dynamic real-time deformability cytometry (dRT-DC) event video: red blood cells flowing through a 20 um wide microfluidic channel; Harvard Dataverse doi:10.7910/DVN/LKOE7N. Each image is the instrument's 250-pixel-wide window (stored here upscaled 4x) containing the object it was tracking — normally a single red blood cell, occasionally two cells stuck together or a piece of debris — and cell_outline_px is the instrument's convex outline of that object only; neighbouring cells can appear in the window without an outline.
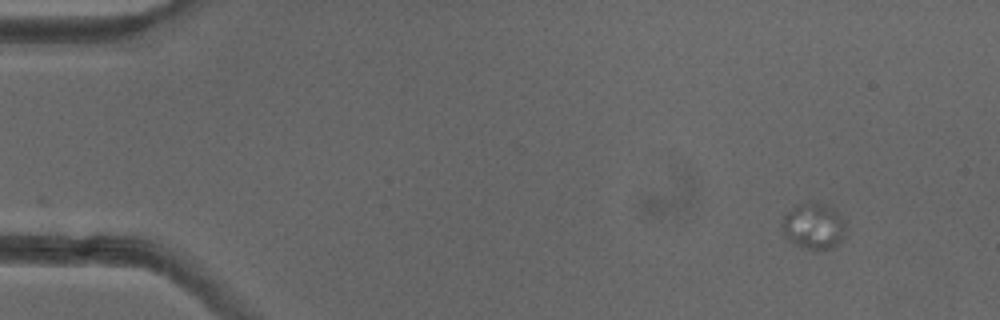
{"species": "common noctule bat (a hibernating species)", "species_latin": "Nyctalus noctula", "temperature_condition": "cold", "stored_images_in_passage": 31, "camera_frame_rate_fps": 3000, "um_per_image_px": 0.085, "animal": {"sex": "female"}, "frame": {"image": 1, "passage_image": 1, "time_ms": 0.0, "image_size_px": [1000, 320], "cell_outline_px": [[848, 220], [844, 236], [832, 248], [804, 248], [792, 244], [784, 236], [780, 224], [784, 216], [796, 204], [812, 200], [824, 204], [832, 208]], "centroid_in_image_um": [69.16, 19.18], "position_along_channel_um": 15.8, "area_um2": 17.51}}
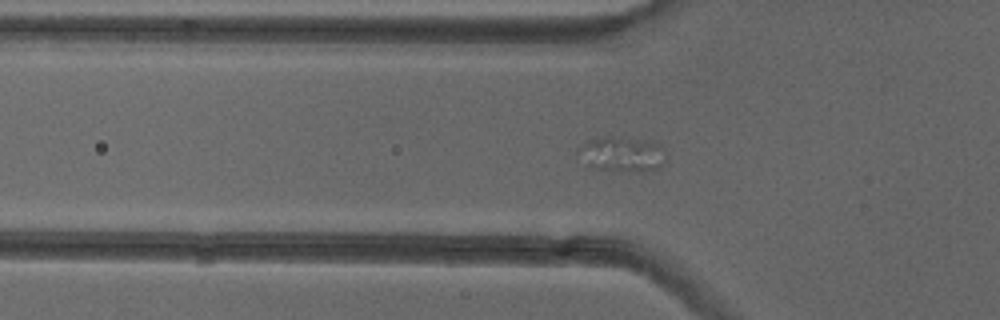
{"frame": {"image": 2, "passage_image": 14, "time_ms": 4.333, "image_size_px": [1000, 320], "cell_outline_px": [[668, 160], [660, 168], [640, 172], [596, 168], [588, 164], [576, 156], [576, 148], [580, 144], [588, 140], [612, 136], [640, 140], [656, 144], [664, 148]], "centroid_in_image_um": [52.87, 13.11], "position_along_channel_um": 72.9, "area_um2": 17.98}}